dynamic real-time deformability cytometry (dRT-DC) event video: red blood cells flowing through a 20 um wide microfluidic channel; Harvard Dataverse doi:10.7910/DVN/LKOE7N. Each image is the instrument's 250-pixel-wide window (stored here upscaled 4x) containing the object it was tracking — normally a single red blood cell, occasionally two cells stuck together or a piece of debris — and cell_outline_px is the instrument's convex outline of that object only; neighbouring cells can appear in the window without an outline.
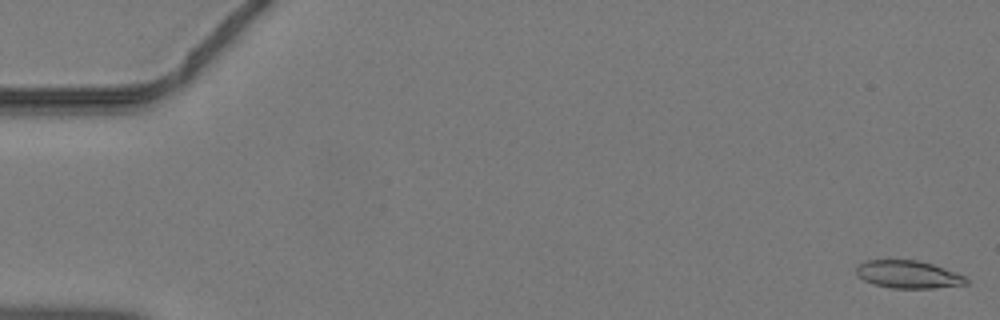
{"species": "common noctule bat (a hibernating species)", "species_latin": "Nyctalus noctula", "temperature_condition": "warm", "stored_images_in_passage": 46, "camera_frame_rate_fps": 3000, "um_per_image_px": 0.085, "animal": {"sex": "male", "body_mass_g": 19.2, "forearm_length_mm": 51.8}, "frame": {"image": 1, "passage_image": 1, "time_ms": 0.0, "image_size_px": [1000, 320], "cell_outline_px": [[968, 284], [932, 288], [892, 288], [876, 284], [864, 280], [856, 276], [856, 268], [864, 260], [916, 260], [932, 264], [956, 272], [964, 276], [968, 280]], "centroid_in_image_um": [77.19, 23.32], "position_along_channel_um": 7.8, "area_um2": 17.63}}
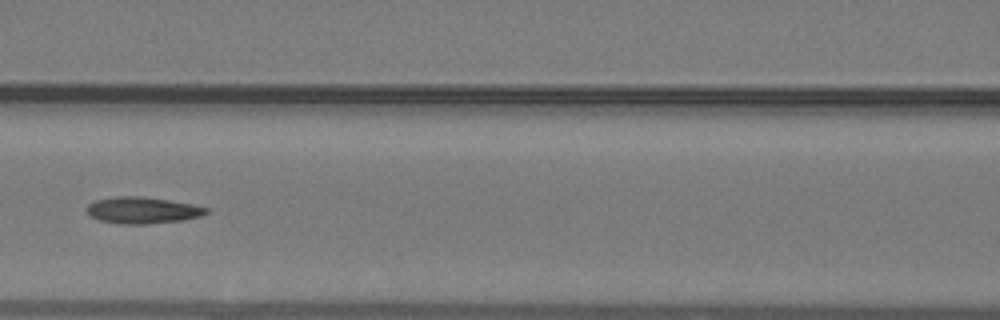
{"frame": {"image": 2, "passage_image": 21, "time_ms": 6.667, "image_size_px": [1000, 320], "cell_outline_px": [[208, 212], [200, 216], [180, 220], [148, 224], [120, 224], [100, 220], [88, 216], [84, 208], [88, 204], [96, 200], [116, 196], [140, 196], [168, 200], [192, 204], [208, 208]], "centroid_in_image_um": [12.04, 17.87], "position_along_channel_um": 154.6, "area_um2": 18.5}}
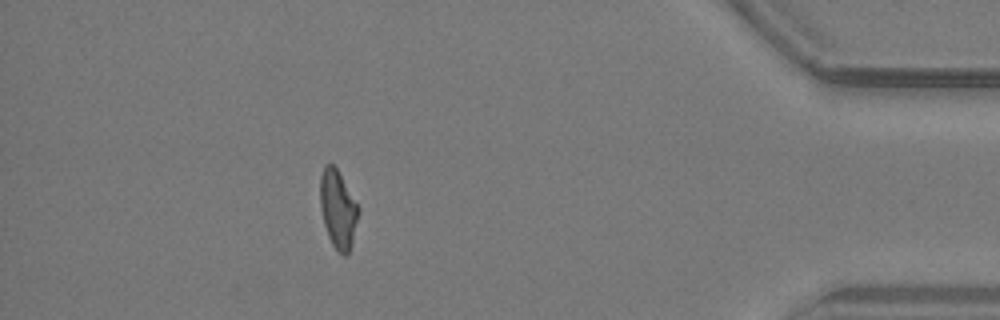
{"frame": {"image": 3, "passage_image": 41, "time_ms": 13.333, "image_size_px": [1000, 320], "cell_outline_px": [[360, 212], [352, 244], [348, 256], [344, 256], [332, 244], [328, 236], [324, 224], [320, 208], [320, 176], [324, 164], [332, 164], [336, 168], [360, 208]], "centroid_in_image_um": [28.73, 17.8], "position_along_channel_um": 406.5, "area_um2": 17.51}}